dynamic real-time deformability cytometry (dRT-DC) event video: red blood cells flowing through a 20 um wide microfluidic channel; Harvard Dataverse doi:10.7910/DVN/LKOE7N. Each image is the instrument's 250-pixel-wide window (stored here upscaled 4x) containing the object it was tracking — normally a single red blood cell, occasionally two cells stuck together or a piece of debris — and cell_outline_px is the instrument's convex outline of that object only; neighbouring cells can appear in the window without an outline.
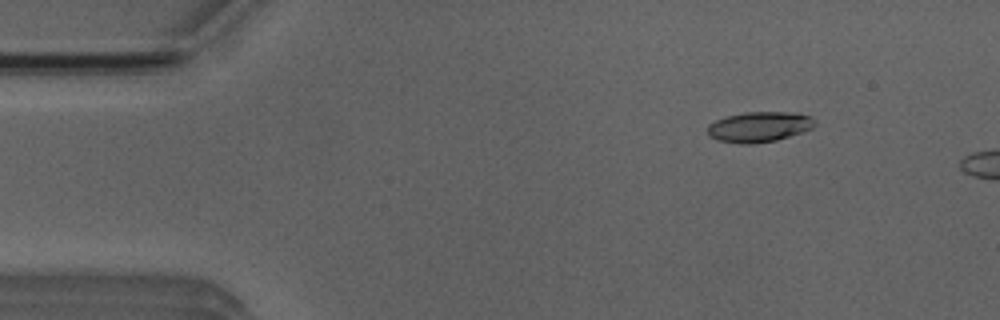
{"species": "Egyptian fruit bat (a non-hibernating species)", "species_latin": "Rousettus aegyptiacus", "temperature_condition": "room temperature", "stored_images_in_passage": 8, "camera_frame_rate_fps": 3000, "um_per_image_px": 0.085, "animal": {"sex": "male"}, "frame": {"image": 1, "passage_image": 4, "time_ms": 1.0, "image_size_px": [1000, 320], "cell_outline_px": [[816, 124], [812, 128], [776, 140], [752, 144], [740, 144], [716, 140], [708, 136], [708, 124], [716, 120], [728, 116], [744, 112], [796, 112], [812, 116], [816, 120]], "centroid_in_image_um": [64.53, 10.78], "position_along_channel_um": 20.5, "area_um2": 19.07}}